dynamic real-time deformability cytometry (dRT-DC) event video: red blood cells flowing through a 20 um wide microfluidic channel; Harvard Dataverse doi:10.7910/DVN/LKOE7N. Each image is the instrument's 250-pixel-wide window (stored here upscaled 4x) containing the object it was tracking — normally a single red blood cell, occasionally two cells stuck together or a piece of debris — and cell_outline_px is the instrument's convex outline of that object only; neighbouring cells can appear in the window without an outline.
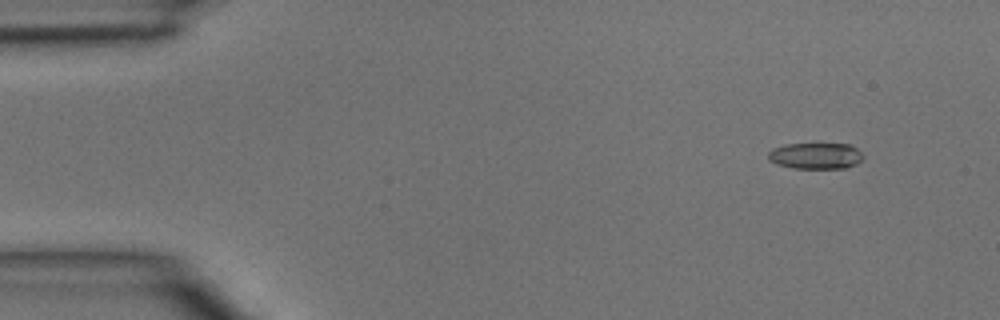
{"species": "common noctule bat (a hibernating species)", "species_latin": "Nyctalus noctula", "temperature_condition": "room temperature", "stored_images_in_passage": 3, "camera_frame_rate_fps": 3000, "um_per_image_px": 0.085, "animal": {"sex": "male", "body_mass_g": 15.6}, "frame": {"image": 1, "passage_image": 1, "time_ms": 0.0, "image_size_px": [1000, 320], "cell_outline_px": [[864, 156], [856, 164], [844, 168], [792, 168], [776, 164], [768, 160], [768, 152], [772, 148], [784, 144], [852, 144]], "centroid_in_image_um": [69.29, 13.24], "position_along_channel_um": 15.7, "area_um2": 14.57}}